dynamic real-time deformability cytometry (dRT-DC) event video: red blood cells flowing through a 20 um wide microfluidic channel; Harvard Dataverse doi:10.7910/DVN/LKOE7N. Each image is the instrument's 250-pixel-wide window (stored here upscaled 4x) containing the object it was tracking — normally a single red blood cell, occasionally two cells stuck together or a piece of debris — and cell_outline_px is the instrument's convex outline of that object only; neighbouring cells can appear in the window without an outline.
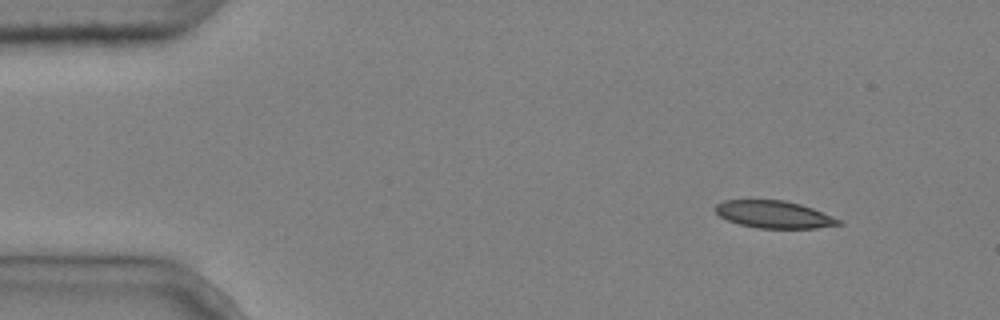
{"species": "common noctule bat (a hibernating species)", "species_latin": "Nyctalus noctula", "temperature_condition": "cold", "stored_images_in_passage": 8, "camera_frame_rate_fps": 3000, "um_per_image_px": 0.085, "animal": {"sex": "male", "body_mass_g": 20.4}, "frame": {"image": 1, "passage_image": 1, "time_ms": 0.0, "image_size_px": [1000, 320], "cell_outline_px": [[844, 224], [816, 228], [756, 228], [740, 224], [728, 220], [720, 216], [712, 208], [716, 204], [724, 200], [784, 200], [800, 204], [812, 208], [840, 220]], "centroid_in_image_um": [65.75, 18.23], "position_along_channel_um": 19.2, "area_um2": 19.54}}
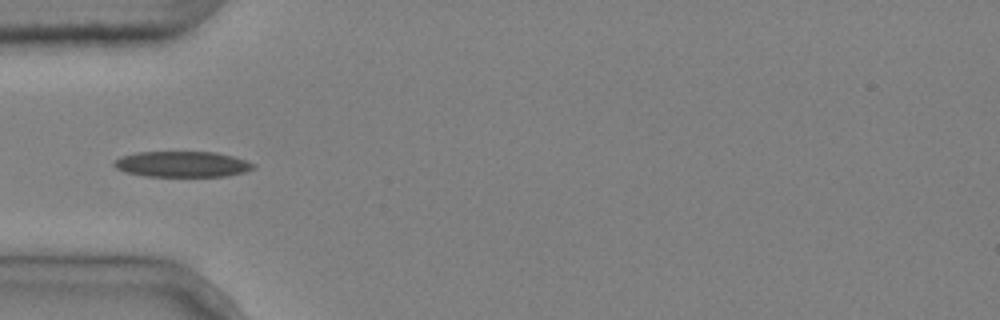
{"frame": {"image": 2, "passage_image": 4, "time_ms": 1.0, "image_size_px": [1000, 320], "cell_outline_px": [[256, 168], [244, 172], [228, 176], [144, 176], [124, 172], [116, 168], [112, 164], [120, 156], [136, 152], [216, 152], [232, 156], [256, 164]], "centroid_in_image_um": [15.48, 13.96], "position_along_channel_um": 69.5, "area_um2": 20.98}}
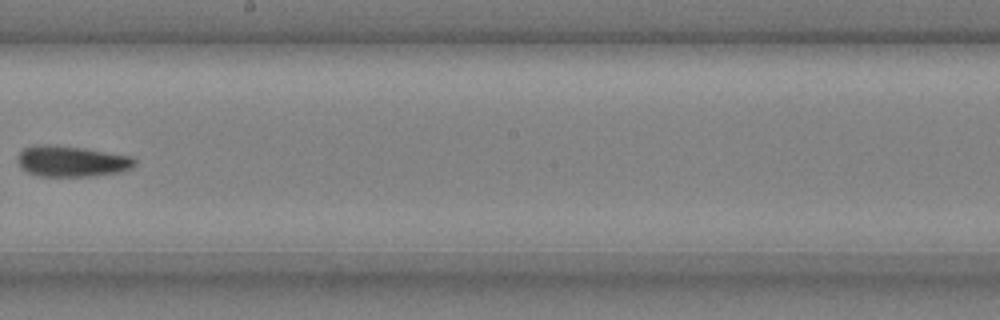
{"frame": {"image": 3, "passage_image": 8, "time_ms": 2.333, "image_size_px": [1000, 320], "cell_outline_px": [[136, 164], [132, 168], [120, 172], [92, 176], [36, 176], [20, 168], [16, 160], [16, 156], [24, 148], [44, 144], [48, 144], [84, 148], [132, 156], [136, 160]], "centroid_in_image_um": [6.08, 13.71], "position_along_channel_um": 242.1, "area_um2": 21.27}}